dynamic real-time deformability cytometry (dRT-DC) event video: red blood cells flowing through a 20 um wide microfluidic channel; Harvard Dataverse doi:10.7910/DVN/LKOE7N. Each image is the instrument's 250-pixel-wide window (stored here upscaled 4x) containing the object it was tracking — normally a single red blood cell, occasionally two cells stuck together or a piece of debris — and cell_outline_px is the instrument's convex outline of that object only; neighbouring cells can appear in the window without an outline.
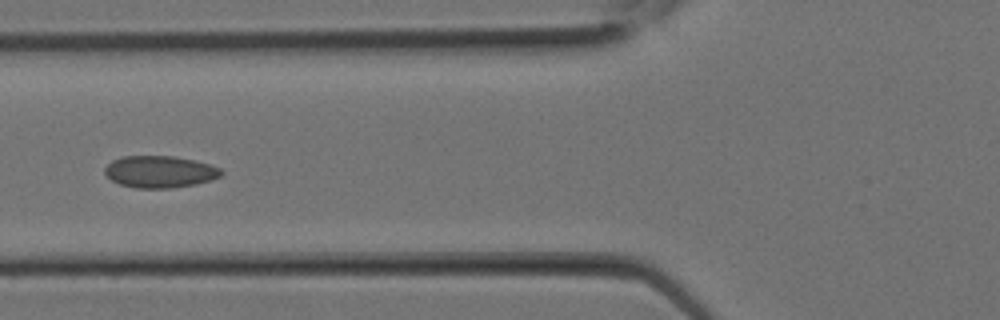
{"species": "Egyptian fruit bat (a non-hibernating species)", "species_latin": "Rousettus aegyptiacus", "temperature_condition": "room temperature", "stored_images_in_passage": 10, "camera_frame_rate_fps": 3000, "um_per_image_px": 0.085, "animal": {"sex": "female"}, "frame": {"image": 1, "passage_image": 9, "time_ms": 2.667, "image_size_px": [1000, 320], "cell_outline_px": [[224, 172], [220, 176], [212, 180], [196, 184], [172, 188], [136, 188], [120, 184], [112, 180], [104, 172], [104, 168], [112, 160], [120, 156], [172, 156], [196, 160], [220, 168]], "centroid_in_image_um": [13.59, 14.59], "position_along_channel_um": 112.2, "area_um2": 21.73}}